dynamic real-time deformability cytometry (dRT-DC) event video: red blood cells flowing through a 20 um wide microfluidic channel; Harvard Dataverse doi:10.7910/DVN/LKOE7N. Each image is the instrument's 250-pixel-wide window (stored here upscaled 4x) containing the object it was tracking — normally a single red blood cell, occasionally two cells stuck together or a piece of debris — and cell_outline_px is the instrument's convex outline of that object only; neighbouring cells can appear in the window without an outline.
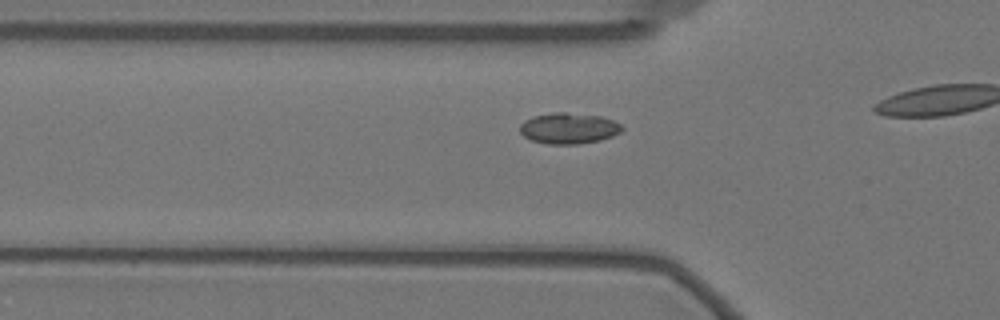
{"species": "Egyptian fruit bat (a non-hibernating species)", "species_latin": "Rousettus aegyptiacus", "temperature_condition": "warm", "stored_images_in_passage": 14, "camera_frame_rate_fps": 3000, "um_per_image_px": 0.085, "animal": {"sex": "female"}, "frame": {"image": 1, "passage_image": 8, "time_ms": 2.333, "image_size_px": [1000, 320], "cell_outline_px": [[624, 128], [620, 132], [612, 136], [600, 140], [580, 144], [548, 144], [532, 140], [524, 136], [520, 132], [520, 124], [524, 120], [532, 116], [556, 112], [564, 112], [600, 116], [612, 120], [620, 124]], "centroid_in_image_um": [48.33, 10.9], "position_along_channel_um": 77.5, "area_um2": 18.38}}
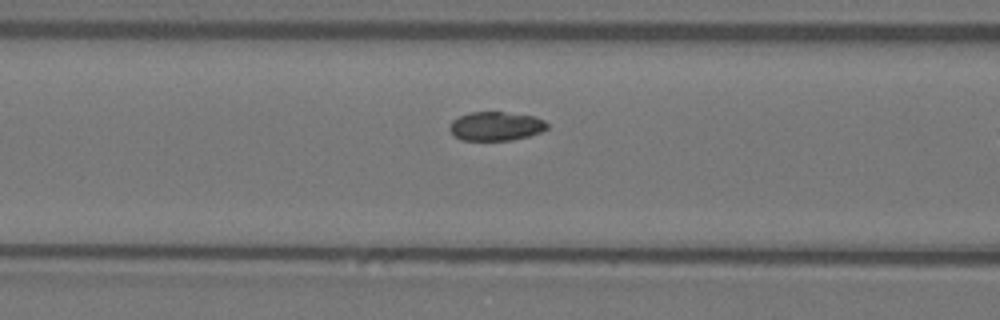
{"frame": {"image": 2, "passage_image": 12, "time_ms": 3.667, "image_size_px": [1000, 320], "cell_outline_px": [[548, 128], [540, 132], [528, 136], [512, 140], [460, 140], [448, 128], [448, 124], [452, 120], [460, 116], [472, 112], [504, 112], [536, 116], [544, 120], [548, 124]], "centroid_in_image_um": [42.15, 10.72], "position_along_channel_um": 124.4, "area_um2": 16.47}}